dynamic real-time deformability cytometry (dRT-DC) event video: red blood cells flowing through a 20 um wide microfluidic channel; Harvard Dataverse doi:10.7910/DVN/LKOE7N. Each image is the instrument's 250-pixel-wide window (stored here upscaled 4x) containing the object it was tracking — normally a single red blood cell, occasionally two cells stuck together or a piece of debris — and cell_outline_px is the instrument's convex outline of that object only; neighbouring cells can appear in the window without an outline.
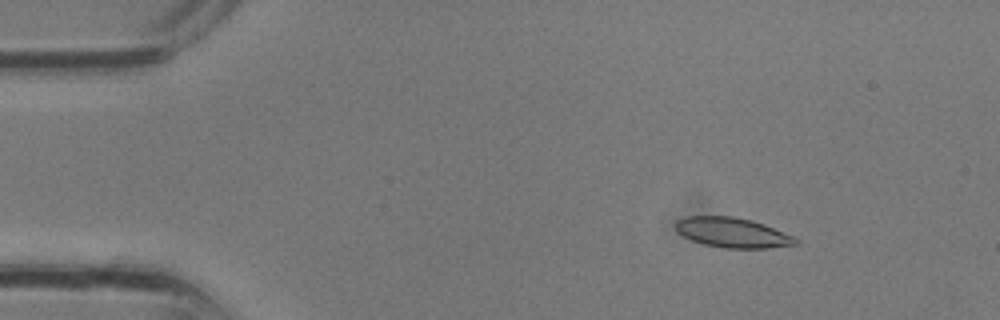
{"species": "common noctule bat (a hibernating species)", "species_latin": "Nyctalus noctula", "temperature_condition": "room temperature", "stored_images_in_passage": 30, "camera_frame_rate_fps": 3000, "um_per_image_px": 0.085, "animal": {"sex": "male", "body_mass_g": 13.3}, "frame": {"image": 1, "passage_image": 2, "time_ms": 0.333, "image_size_px": [1000, 320], "cell_outline_px": [[800, 240], [796, 244], [768, 248], [724, 248], [704, 244], [692, 240], [676, 232], [676, 220], [684, 216], [732, 216], [752, 220], [764, 224], [792, 236]], "centroid_in_image_um": [62.23, 19.76], "position_along_channel_um": 22.8, "area_um2": 20.87}}
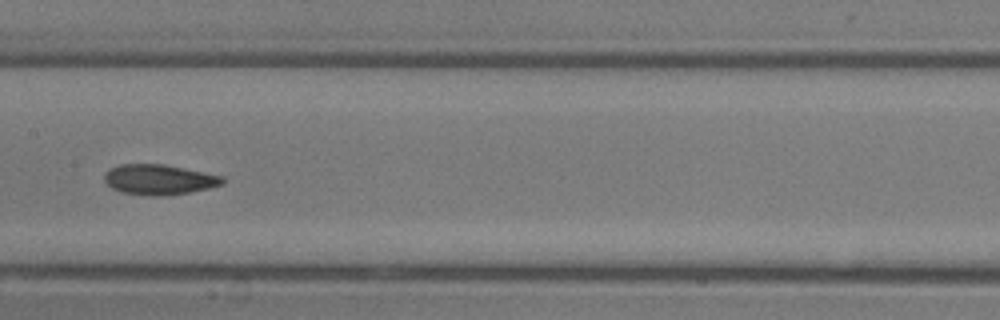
{"frame": {"image": 2, "passage_image": 14, "time_ms": 4.333, "image_size_px": [1000, 320], "cell_outline_px": [[224, 180], [220, 184], [208, 188], [188, 192], [164, 196], [152, 196], [124, 192], [112, 188], [104, 180], [104, 176], [112, 168], [120, 164], [164, 164], [224, 176]], "centroid_in_image_um": [13.53, 15.26], "position_along_channel_um": 193.9, "area_um2": 20.46}}
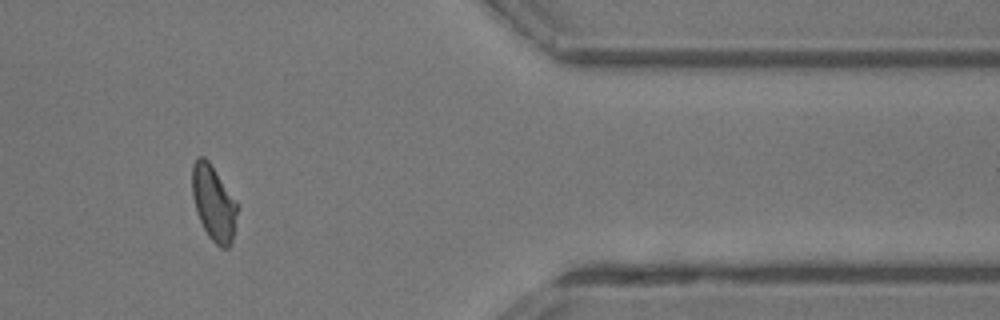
{"frame": {"image": 3, "passage_image": 25, "time_ms": 8.0, "image_size_px": [1000, 320], "cell_outline_px": [[240, 208], [232, 244], [228, 248], [220, 248], [208, 236], [196, 212], [192, 196], [192, 164], [200, 156], [204, 156], [208, 160], [240, 204]], "centroid_in_image_um": [18.21, 17.29], "position_along_channel_um": 393.2, "area_um2": 20.4}}